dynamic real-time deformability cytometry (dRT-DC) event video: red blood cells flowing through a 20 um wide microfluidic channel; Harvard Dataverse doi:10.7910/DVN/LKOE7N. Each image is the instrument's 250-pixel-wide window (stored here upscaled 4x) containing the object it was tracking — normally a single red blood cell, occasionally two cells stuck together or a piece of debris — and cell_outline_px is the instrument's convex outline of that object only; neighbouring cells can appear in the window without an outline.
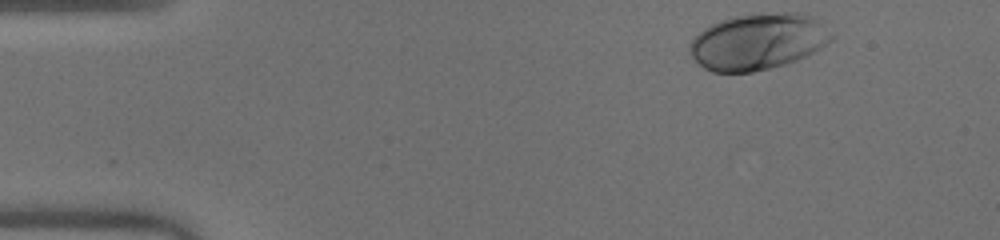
{"species": "human", "species_latin": "Homo sapiens", "temperature_condition": "warm", "stored_images_in_passage": 37, "camera_frame_rate_fps": 3000, "um_per_image_px": 0.085, "donor": {"sex": "male"}, "frame": {"image": 1, "passage_image": 1, "time_ms": 0.0, "image_size_px": [1000, 240], "cell_outline_px": [[836, 36], [832, 40], [820, 48], [796, 60], [784, 64], [752, 72], [712, 72], [704, 68], [688, 52], [688, 44], [704, 28], [720, 20], [752, 12], [796, 12], [816, 16]], "centroid_in_image_um": [64.46, 3.5], "position_along_channel_um": 20.5, "area_um2": 46.93}}
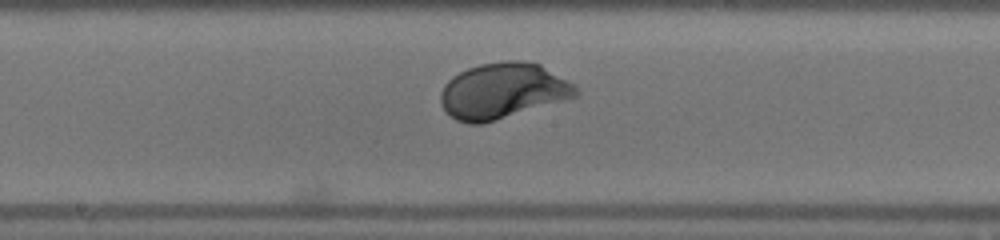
{"frame": {"image": 2, "passage_image": 22, "time_ms": 7.0, "image_size_px": [1000, 240], "cell_outline_px": [[580, 92], [576, 96], [484, 124], [468, 124], [456, 120], [440, 104], [440, 92], [444, 84], [452, 76], [468, 68], [480, 64], [504, 60], [520, 60], [540, 64], [568, 80]], "centroid_in_image_um": [42.7, 7.72], "position_along_channel_um": 205.5, "area_um2": 43.81}}
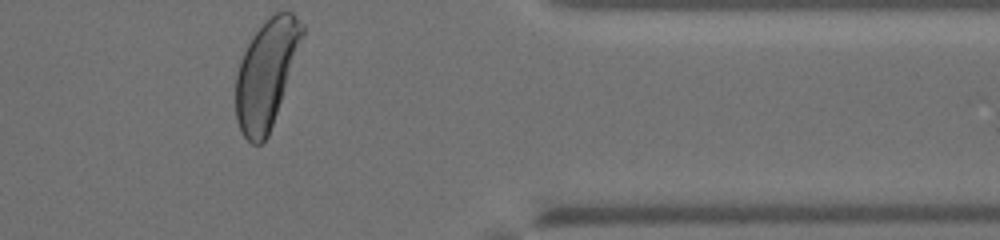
{"frame": {"image": 3, "passage_image": 37, "time_ms": 12.0, "image_size_px": [1000, 240], "cell_outline_px": [[304, 36], [268, 136], [260, 144], [252, 144], [244, 136], [236, 120], [236, 72], [240, 60], [252, 36], [264, 20], [268, 16], [276, 12], [292, 12], [304, 24]], "centroid_in_image_um": [22.63, 6.23], "position_along_channel_um": 388.8, "area_um2": 41.5}, "authors_computed_cell_mechanics": {"area_um2": 42.0784, "velocity_mm_per_s": 4.0148, "shape_relaxation_time_tau1_ms": 1.6102, "shape_relaxation_time_tau2_ms": null, "deformation_change_tau1": 0.1345, "deformation_change_tau2": null}}